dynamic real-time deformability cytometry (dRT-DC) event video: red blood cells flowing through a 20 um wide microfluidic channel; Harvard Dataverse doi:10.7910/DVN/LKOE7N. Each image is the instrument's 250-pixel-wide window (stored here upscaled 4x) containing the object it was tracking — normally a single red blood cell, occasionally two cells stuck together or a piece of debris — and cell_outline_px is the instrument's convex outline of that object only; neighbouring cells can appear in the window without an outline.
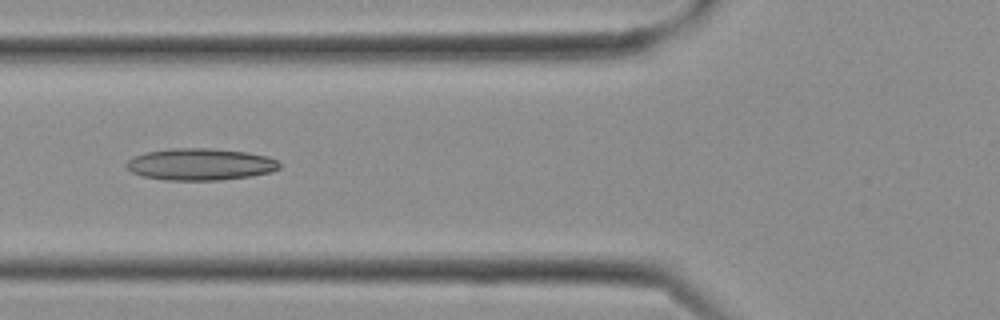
{"species": "Egyptian fruit bat (a non-hibernating species)", "species_latin": "Rousettus aegyptiacus", "temperature_condition": "cold", "stored_images_in_passage": 12, "camera_frame_rate_fps": 3000, "um_per_image_px": 0.085, "frame": {"image": 1, "passage_image": 9, "time_ms": 2.667, "image_size_px": [1000, 320], "cell_outline_px": [[280, 168], [272, 172], [252, 176], [220, 180], [164, 180], [144, 176], [132, 172], [124, 164], [132, 156], [144, 152], [172, 148], [212, 148], [248, 152], [268, 156], [276, 160], [280, 164]], "centroid_in_image_um": [17.03, 13.96], "position_along_channel_um": 108.8, "area_um2": 28.67}}
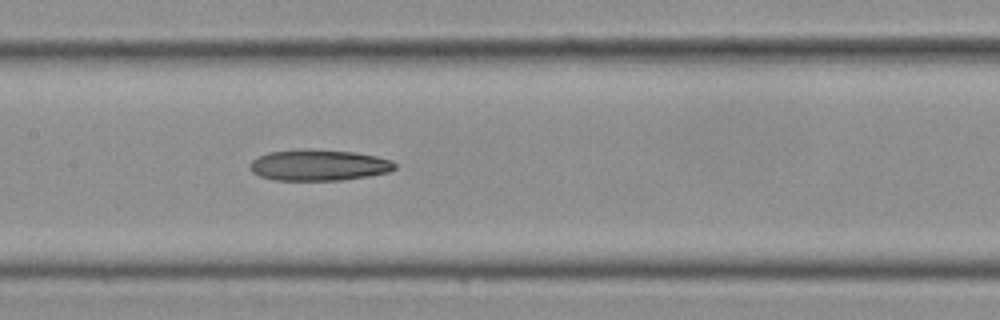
{"frame": {"image": 2, "passage_image": 12, "time_ms": 3.667, "image_size_px": [1000, 320], "cell_outline_px": [[396, 168], [388, 172], [368, 176], [340, 180], [276, 180], [260, 176], [252, 172], [248, 168], [248, 164], [252, 160], [268, 152], [308, 148], [356, 152], [376, 156], [392, 160], [396, 164]], "centroid_in_image_um": [27.08, 14.02], "position_along_channel_um": 180.3, "area_um2": 26.47}}